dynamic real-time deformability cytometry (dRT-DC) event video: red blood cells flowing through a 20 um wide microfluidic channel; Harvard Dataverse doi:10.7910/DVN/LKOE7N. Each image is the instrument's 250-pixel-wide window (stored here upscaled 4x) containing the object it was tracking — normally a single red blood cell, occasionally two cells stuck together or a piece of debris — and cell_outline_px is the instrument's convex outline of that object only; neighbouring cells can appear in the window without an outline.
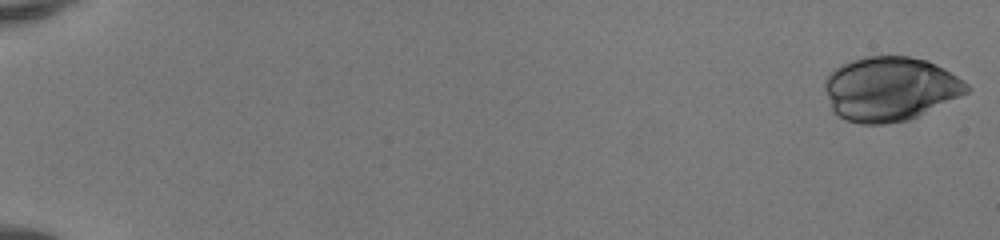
{"species": "human", "species_latin": "Homo sapiens", "temperature_condition": "room temperature", "stored_images_in_passage": 51, "camera_frame_rate_fps": 3000, "um_per_image_px": 0.085, "donor": {"sex": "female"}, "frame": {"image": 1, "passage_image": 1, "time_ms": 0.0, "image_size_px": [1000, 240], "cell_outline_px": [[972, 88], [968, 92], [908, 120], [884, 124], [860, 124], [844, 120], [832, 112], [824, 88], [824, 80], [836, 68], [852, 60], [868, 56], [908, 56], [928, 60], [944, 68], [968, 84]], "centroid_in_image_um": [75.63, 7.56], "position_along_channel_um": 9.4, "area_um2": 53.0}}
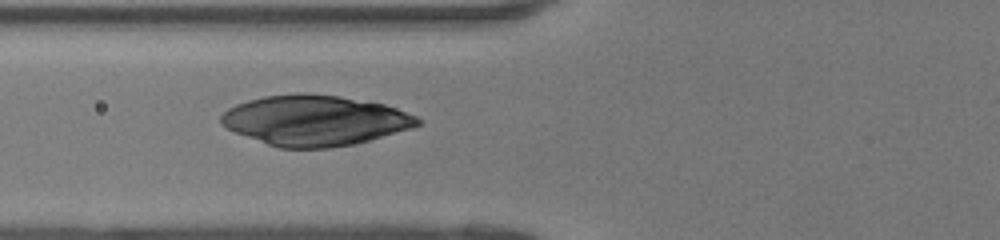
{"frame": {"image": 2, "passage_image": 22, "time_ms": 7.0, "image_size_px": [1000, 240], "cell_outline_px": [[424, 124], [412, 128], [356, 144], [328, 148], [280, 148], [268, 144], [236, 132], [220, 124], [220, 116], [228, 108], [236, 104], [248, 100], [264, 96], [296, 92], [308, 92], [340, 96], [384, 104], [396, 108], [416, 116]], "centroid_in_image_um": [26.78, 10.22], "position_along_channel_um": 99.0, "area_um2": 57.86}}
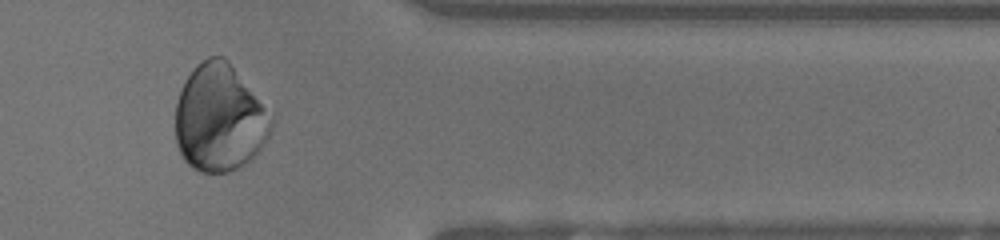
{"frame": {"image": 3, "passage_image": 44, "time_ms": 14.333, "image_size_px": [1000, 240], "cell_outline_px": [[272, 128], [268, 136], [252, 160], [228, 172], [200, 172], [192, 168], [184, 160], [176, 144], [176, 100], [180, 88], [196, 64], [208, 56], [224, 56], [228, 60], [272, 116]], "centroid_in_image_um": [18.63, 10.04], "position_along_channel_um": 392.8, "area_um2": 59.77}}